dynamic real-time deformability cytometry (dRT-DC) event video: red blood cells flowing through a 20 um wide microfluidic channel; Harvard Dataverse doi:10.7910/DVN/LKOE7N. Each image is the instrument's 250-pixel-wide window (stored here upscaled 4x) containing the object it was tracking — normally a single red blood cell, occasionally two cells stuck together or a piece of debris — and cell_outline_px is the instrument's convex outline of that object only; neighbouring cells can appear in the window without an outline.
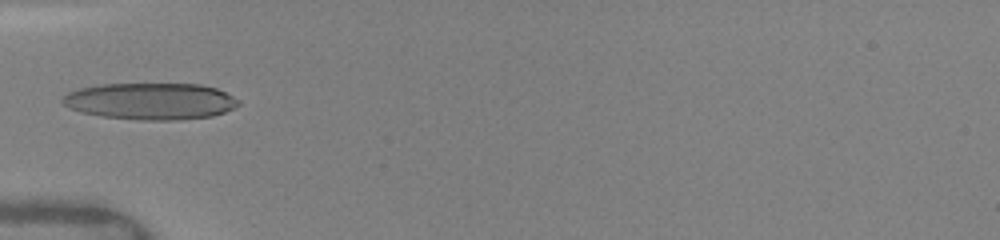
{"species": "human", "species_latin": "Homo sapiens", "temperature_condition": "warm", "stored_images_in_passage": 4, "camera_frame_rate_fps": 3000, "um_per_image_px": 0.085, "donor": {"sex": "female"}, "frame": {"image": 1, "passage_image": 1, "time_ms": 0.0, "image_size_px": [1000, 240], "cell_outline_px": [[240, 104], [224, 112], [212, 116], [176, 120], [140, 120], [100, 116], [80, 112], [68, 108], [60, 104], [60, 100], [68, 92], [80, 88], [100, 84], [200, 84], [216, 88], [240, 100]], "centroid_in_image_um": [12.75, 8.6], "position_along_channel_um": 72.3, "area_um2": 37.8}}